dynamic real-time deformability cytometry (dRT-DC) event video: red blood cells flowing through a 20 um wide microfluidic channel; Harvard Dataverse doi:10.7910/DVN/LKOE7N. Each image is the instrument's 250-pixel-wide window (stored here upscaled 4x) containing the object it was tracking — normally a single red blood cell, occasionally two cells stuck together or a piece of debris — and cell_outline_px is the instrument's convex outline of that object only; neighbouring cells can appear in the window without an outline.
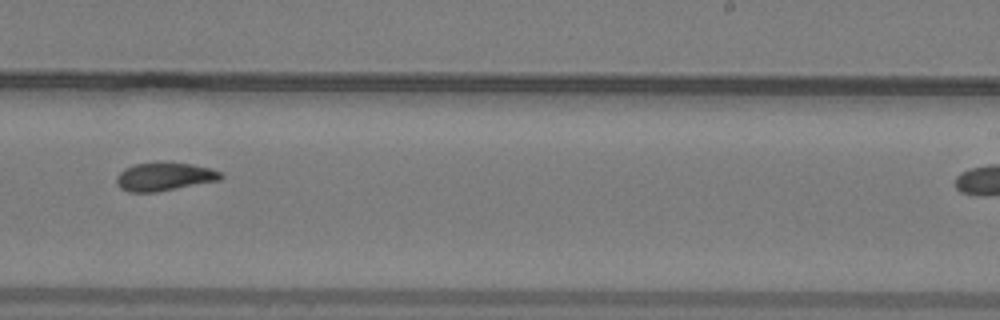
{"species": "common noctule bat (a hibernating species)", "species_latin": "Nyctalus noctula", "temperature_condition": "warm", "stored_images_in_passage": 23, "camera_frame_rate_fps": 3000, "um_per_image_px": 0.085, "animal": {"sex": "male", "body_mass_g": 19.2, "forearm_length_mm": 51.8}, "frame": {"image": 1, "passage_image": 14, "time_ms": 4.333, "image_size_px": [1000, 320], "cell_outline_px": [[224, 176], [220, 180], [156, 192], [128, 192], [120, 188], [116, 184], [116, 176], [124, 168], [132, 164], [192, 164], [212, 168], [220, 172]], "centroid_in_image_um": [13.95, 15.04], "position_along_channel_um": 275.0, "area_um2": 16.88}}